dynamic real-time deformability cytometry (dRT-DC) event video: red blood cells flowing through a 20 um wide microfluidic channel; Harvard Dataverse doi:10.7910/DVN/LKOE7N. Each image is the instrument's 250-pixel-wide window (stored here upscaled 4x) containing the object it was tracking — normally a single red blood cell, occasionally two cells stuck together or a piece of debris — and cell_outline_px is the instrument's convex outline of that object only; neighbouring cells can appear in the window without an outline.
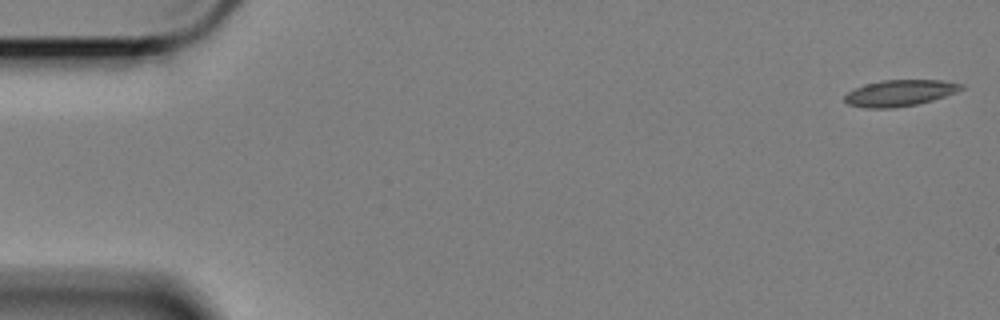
{"species": "Egyptian fruit bat (a non-hibernating species)", "species_latin": "Rousettus aegyptiacus", "temperature_condition": "cold", "stored_images_in_passage": 58, "camera_frame_rate_fps": 3000, "um_per_image_px": 0.085, "animal": {"sex": "female"}, "frame": {"image": 1, "passage_image": 1, "time_ms": 0.0, "image_size_px": [1000, 320], "cell_outline_px": [[964, 88], [956, 92], [932, 100], [916, 104], [892, 108], [864, 108], [848, 104], [844, 100], [844, 96], [848, 92], [864, 84], [880, 80], [940, 80], [964, 84]], "centroid_in_image_um": [76.46, 7.9], "position_along_channel_um": 8.5, "area_um2": 17.8}}
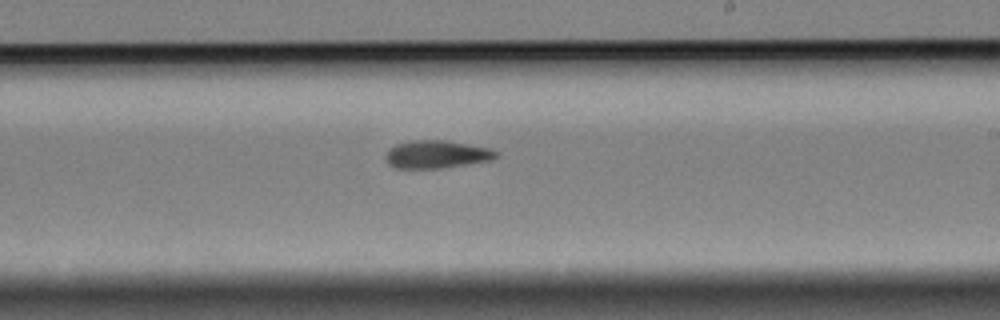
{"frame": {"image": 2, "passage_image": 34, "time_ms": 11.0, "image_size_px": [1000, 320], "cell_outline_px": [[500, 152], [492, 160], [440, 168], [396, 168], [388, 164], [384, 156], [388, 148], [396, 144], [412, 140], [448, 140], [492, 148]], "centroid_in_image_um": [37.11, 13.1], "position_along_channel_um": 251.9, "area_um2": 18.15}}
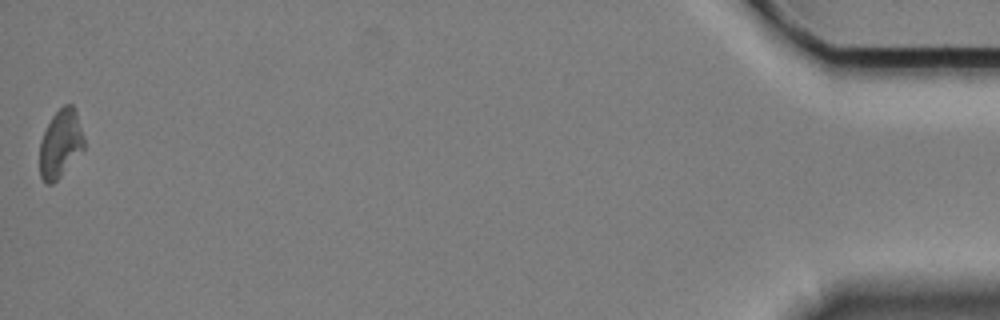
{"frame": {"image": 3, "passage_image": 58, "time_ms": 19.0, "image_size_px": [1000, 320], "cell_outline_px": [[84, 148], [60, 176], [52, 184], [48, 184], [40, 176], [40, 140], [52, 116], [64, 104], [72, 104], [76, 112], [84, 136]], "centroid_in_image_um": [5.14, 12.19], "position_along_channel_um": 430.1, "area_um2": 17.28}}